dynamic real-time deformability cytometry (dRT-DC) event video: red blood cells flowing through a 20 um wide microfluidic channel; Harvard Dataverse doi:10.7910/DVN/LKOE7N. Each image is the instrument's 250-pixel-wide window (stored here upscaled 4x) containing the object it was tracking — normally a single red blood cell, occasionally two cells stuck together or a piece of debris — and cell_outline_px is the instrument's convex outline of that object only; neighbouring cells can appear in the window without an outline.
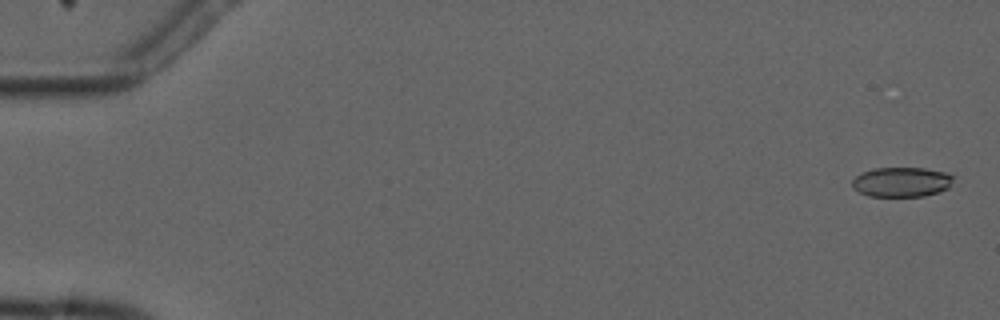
{"species": "common noctule bat (a hibernating species)", "species_latin": "Nyctalus noctula", "temperature_condition": "cold", "stored_images_in_passage": 6, "camera_frame_rate_fps": 3000, "um_per_image_px": 0.085, "animal": {"sex": "male", "forearm_length_mm": 52.5}, "frame": {"image": 1, "passage_image": 1, "time_ms": 0.0, "image_size_px": [1000, 320], "cell_outline_px": [[956, 176], [948, 188], [924, 196], [868, 196], [852, 188], [852, 180], [856, 176], [872, 168], [924, 168], [944, 172]], "centroid_in_image_um": [76.63, 15.46], "position_along_channel_um": 8.4, "area_um2": 17.51}}